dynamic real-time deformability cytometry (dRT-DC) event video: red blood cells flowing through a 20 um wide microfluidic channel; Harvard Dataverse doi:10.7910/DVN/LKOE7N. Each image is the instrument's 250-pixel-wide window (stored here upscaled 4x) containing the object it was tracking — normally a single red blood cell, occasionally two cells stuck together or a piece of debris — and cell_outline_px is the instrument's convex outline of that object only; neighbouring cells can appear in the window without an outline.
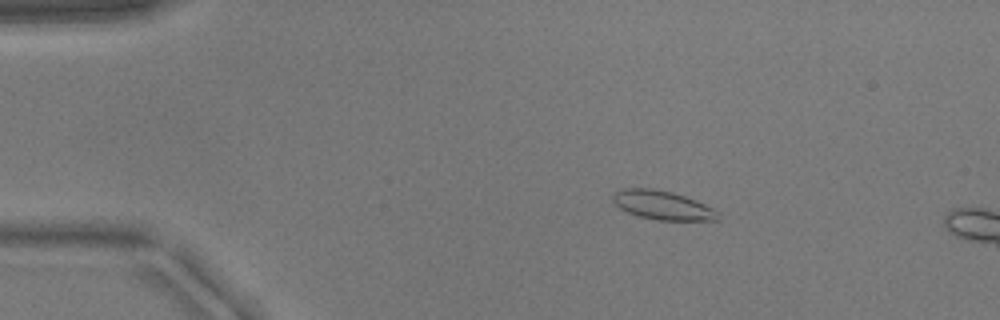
{"species": "common noctule bat (a hibernating species)", "species_latin": "Nyctalus noctula", "temperature_condition": "warm", "stored_images_in_passage": 9, "camera_frame_rate_fps": 3000, "um_per_image_px": 0.085, "animal": {"sex": "male", "body_mass_g": 17.9}, "frame": {"image": 1, "passage_image": 6, "time_ms": 1.667, "image_size_px": [1000, 320], "cell_outline_px": [[720, 220], [660, 220], [640, 216], [628, 212], [620, 208], [612, 200], [612, 196], [620, 188], [652, 188], [672, 192], [684, 196], [704, 204], [720, 212]], "centroid_in_image_um": [56.32, 17.44], "position_along_channel_um": 28.7, "area_um2": 17.57}}